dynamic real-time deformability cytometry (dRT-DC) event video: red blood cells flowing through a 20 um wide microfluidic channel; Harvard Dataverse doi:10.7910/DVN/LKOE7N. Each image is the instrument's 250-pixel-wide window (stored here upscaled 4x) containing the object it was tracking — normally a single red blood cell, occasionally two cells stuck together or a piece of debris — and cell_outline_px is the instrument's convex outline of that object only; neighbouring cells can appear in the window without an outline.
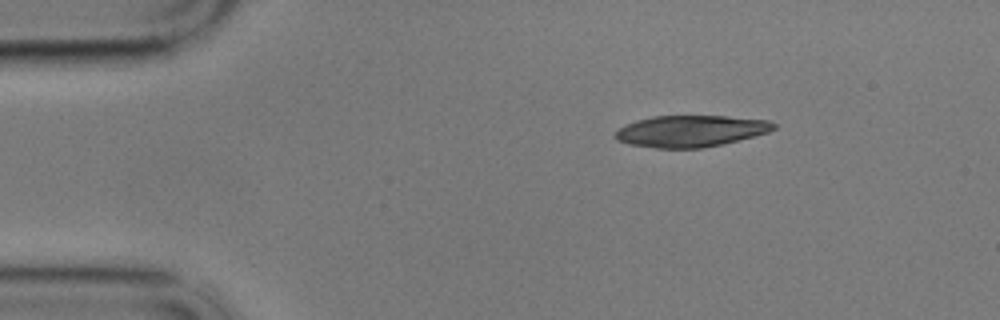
{"species": "common noctule bat (a hibernating species)", "species_latin": "Nyctalus noctula", "temperature_condition": "cold", "stored_images_in_passage": 49, "camera_frame_rate_fps": 3000, "um_per_image_px": 0.085, "animal": {"sex": "male", "body_mass_g": 17.9}, "frame": {"image": 1, "passage_image": 1, "time_ms": 0.0, "image_size_px": [1000, 320], "cell_outline_px": [[776, 128], [768, 132], [704, 148], [656, 148], [628, 144], [616, 140], [612, 136], [620, 128], [636, 120], [652, 116], [728, 116], [768, 120], [776, 124]], "centroid_in_image_um": [58.67, 11.14], "position_along_channel_um": 26.3, "area_um2": 28.96}}